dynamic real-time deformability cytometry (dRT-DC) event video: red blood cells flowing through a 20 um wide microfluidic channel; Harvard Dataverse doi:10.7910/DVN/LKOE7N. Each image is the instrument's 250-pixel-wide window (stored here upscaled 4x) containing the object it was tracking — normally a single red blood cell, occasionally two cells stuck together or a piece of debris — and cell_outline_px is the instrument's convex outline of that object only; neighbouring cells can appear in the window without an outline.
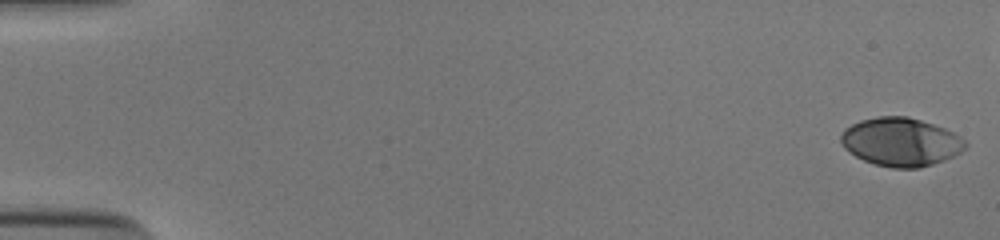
{"species": "human", "species_latin": "Homo sapiens", "temperature_condition": "cold", "stored_images_in_passage": 49, "camera_frame_rate_fps": 3000, "um_per_image_px": 0.085, "donor": {"sex": "male"}, "frame": {"image": 1, "passage_image": 1, "time_ms": 0.0, "image_size_px": [1000, 240], "cell_outline_px": [[968, 148], [944, 160], [920, 168], [892, 168], [876, 164], [864, 160], [848, 152], [844, 148], [840, 140], [840, 136], [844, 128], [860, 120], [876, 116], [908, 116], [944, 128], [960, 136], [968, 144]], "centroid_in_image_um": [76.55, 12.06], "position_along_channel_um": 8.4, "area_um2": 35.2}}
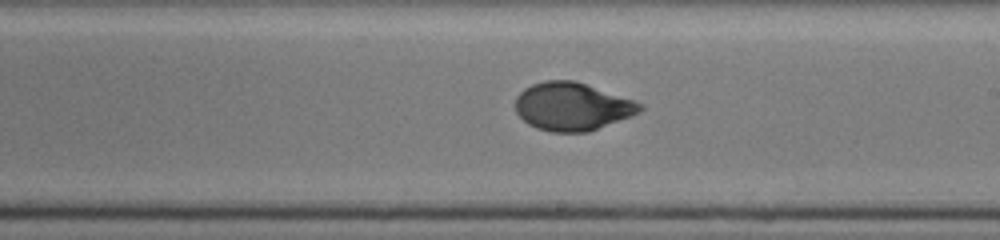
{"frame": {"image": 2, "passage_image": 32, "time_ms": 10.333, "image_size_px": [1000, 240], "cell_outline_px": [[644, 108], [640, 112], [632, 116], [588, 132], [552, 132], [536, 128], [528, 124], [516, 112], [516, 96], [524, 88], [532, 84], [544, 80], [576, 80], [636, 100], [644, 104]], "centroid_in_image_um": [48.67, 9.04], "position_along_channel_um": 240.3, "area_um2": 35.26}}
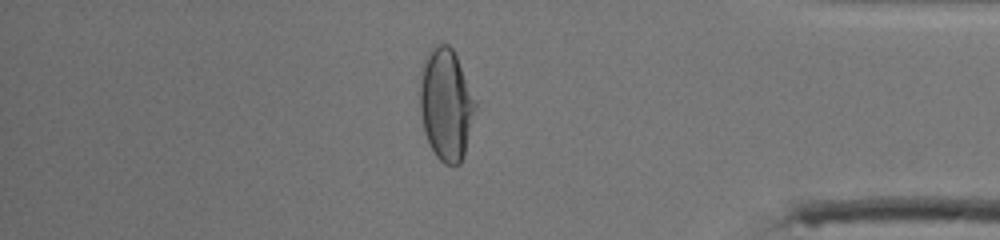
{"frame": {"image": 3, "passage_image": 46, "time_ms": 15.0, "image_size_px": [1000, 240], "cell_outline_px": [[476, 108], [464, 156], [460, 164], [444, 164], [436, 156], [424, 132], [420, 112], [420, 80], [424, 64], [428, 52], [436, 44], [448, 44], [452, 48], [456, 56], [476, 100]], "centroid_in_image_um": [37.92, 8.89], "position_along_channel_um": 397.3, "area_um2": 35.84}}